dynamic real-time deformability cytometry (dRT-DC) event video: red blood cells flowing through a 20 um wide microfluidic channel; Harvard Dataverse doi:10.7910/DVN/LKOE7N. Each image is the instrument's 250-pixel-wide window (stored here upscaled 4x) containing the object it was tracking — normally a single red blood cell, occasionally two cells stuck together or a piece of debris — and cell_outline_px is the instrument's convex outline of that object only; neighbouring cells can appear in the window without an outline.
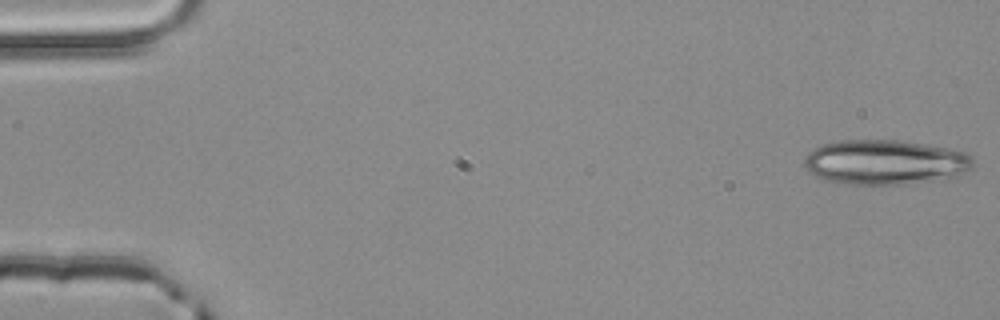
{"species": "common noctule bat (a hibernating species)", "species_latin": "Nyctalus noctula", "temperature_condition": "room temperature", "stored_images_in_passage": 4, "camera_frame_rate_fps": 3000, "um_per_image_px": 0.085, "animal": {"sex": "male", "body_mass_g": 20.4}, "frame": {"image": 1, "passage_image": 1, "time_ms": 0.0, "image_size_px": [1000, 320], "cell_outline_px": [[972, 168], [956, 176], [904, 184], [844, 184], [824, 180], [808, 172], [804, 164], [804, 160], [808, 152], [820, 144], [840, 140], [900, 140], [952, 148], [964, 152], [972, 156]], "centroid_in_image_um": [75.19, 13.77], "position_along_channel_um": 9.8, "area_um2": 44.22}}